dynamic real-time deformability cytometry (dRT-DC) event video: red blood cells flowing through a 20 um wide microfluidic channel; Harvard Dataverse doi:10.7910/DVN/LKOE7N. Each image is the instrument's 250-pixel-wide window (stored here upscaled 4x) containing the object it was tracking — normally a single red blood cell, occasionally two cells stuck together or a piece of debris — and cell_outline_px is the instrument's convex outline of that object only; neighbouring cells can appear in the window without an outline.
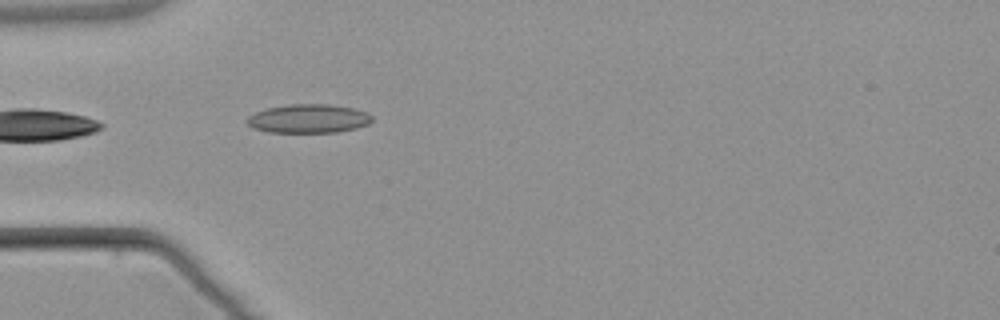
{"species": "common noctule bat (a hibernating species)", "species_latin": "Nyctalus noctula", "temperature_condition": "warm", "stored_images_in_passage": 4, "camera_frame_rate_fps": 3000, "um_per_image_px": 0.085, "animal": {"sex": "male", "body_mass_g": 21.5, "forearm_length_mm": 52.0}, "frame": {"image": 1, "passage_image": 4, "time_ms": 4.333, "image_size_px": [1000, 320], "cell_outline_px": [[372, 120], [368, 124], [356, 128], [336, 132], [268, 132], [252, 128], [244, 120], [248, 116], [256, 112], [268, 108], [288, 104], [328, 104], [352, 108], [368, 112], [372, 116]], "centroid_in_image_um": [26.2, 10.08], "position_along_channel_um": 58.8, "area_um2": 20.98}}